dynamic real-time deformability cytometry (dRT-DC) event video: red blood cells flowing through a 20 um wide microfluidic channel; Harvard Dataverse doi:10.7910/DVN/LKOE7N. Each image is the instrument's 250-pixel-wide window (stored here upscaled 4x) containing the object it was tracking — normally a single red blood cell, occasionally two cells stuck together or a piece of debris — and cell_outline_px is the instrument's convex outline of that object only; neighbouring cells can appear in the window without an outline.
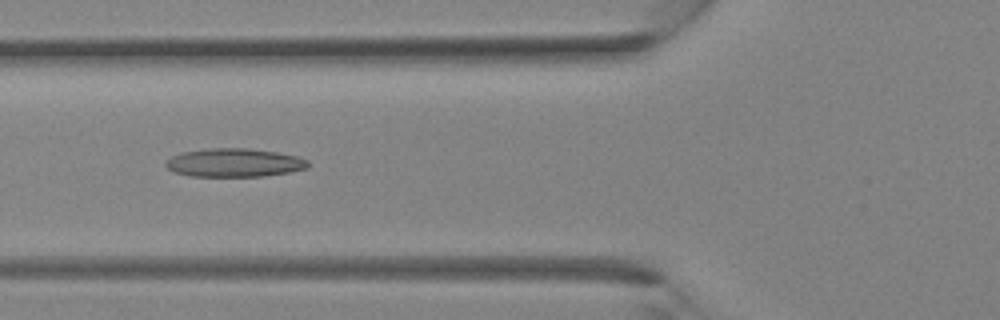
{"species": "Egyptian fruit bat (a non-hibernating species)", "species_latin": "Rousettus aegyptiacus", "temperature_condition": "room temperature", "stored_images_in_passage": 27, "camera_frame_rate_fps": 3000, "um_per_image_px": 0.085, "animal": {"sex": "female"}, "frame": {"image": 1, "passage_image": 5, "time_ms": 1.333, "image_size_px": [1000, 320], "cell_outline_px": [[308, 168], [288, 172], [264, 176], [188, 176], [176, 172], [168, 168], [164, 164], [172, 156], [184, 152], [212, 148], [248, 148], [276, 152], [296, 156], [308, 160]], "centroid_in_image_um": [19.93, 13.83], "position_along_channel_um": 105.9, "area_um2": 23.35}}
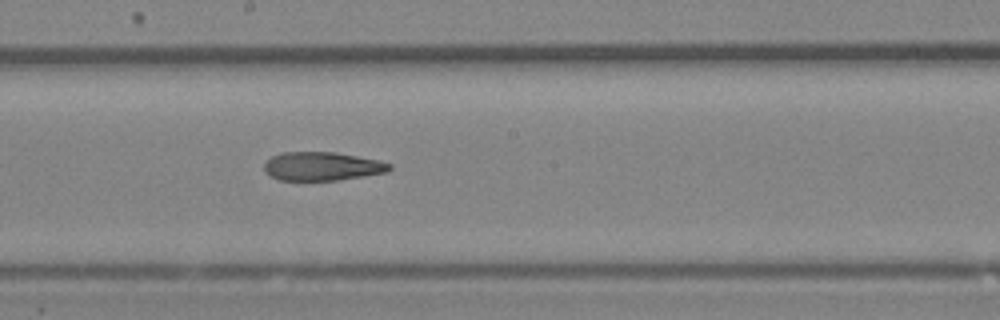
{"frame": {"image": 2, "passage_image": 11, "time_ms": 3.333, "image_size_px": [1000, 320], "cell_outline_px": [[392, 168], [388, 172], [340, 180], [280, 180], [264, 172], [264, 164], [272, 156], [280, 152], [336, 152], [380, 160], [392, 164]], "centroid_in_image_um": [27.41, 14.13], "position_along_channel_um": 220.8, "area_um2": 21.04}}
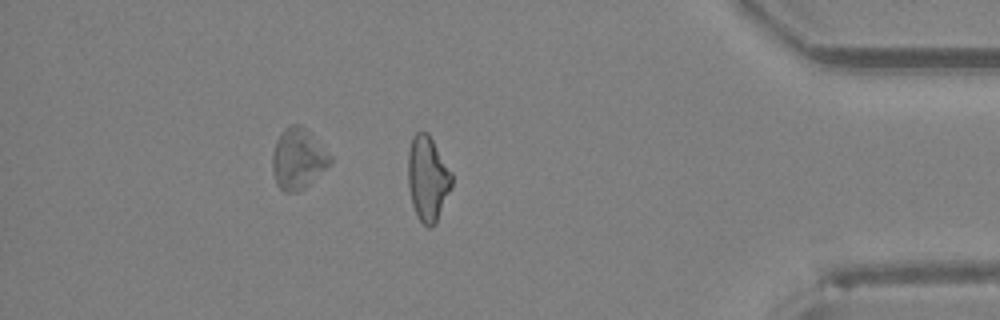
{"frame": {"image": 3, "passage_image": 22, "time_ms": 7.0, "image_size_px": [1000, 320], "cell_outline_px": [[452, 184], [436, 220], [432, 228], [428, 228], [416, 216], [412, 204], [408, 184], [408, 152], [412, 136], [416, 132], [428, 132], [452, 172]], "centroid_in_image_um": [36.33, 15.14], "position_along_channel_um": 398.9, "area_um2": 21.5}}